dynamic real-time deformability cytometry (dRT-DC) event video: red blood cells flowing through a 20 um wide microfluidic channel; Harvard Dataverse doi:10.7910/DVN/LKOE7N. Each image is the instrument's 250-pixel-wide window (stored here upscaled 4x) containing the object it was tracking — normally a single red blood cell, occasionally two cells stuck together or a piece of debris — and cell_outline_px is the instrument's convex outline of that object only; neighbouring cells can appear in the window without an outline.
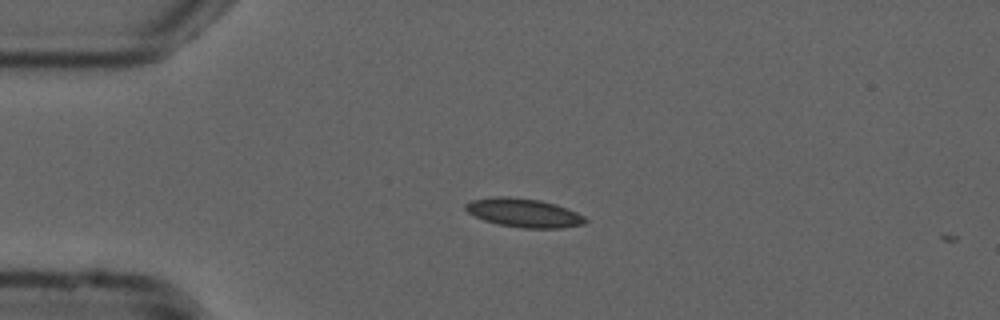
{"species": "common noctule bat (a hibernating species)", "species_latin": "Nyctalus noctula", "temperature_condition": "cold", "stored_images_in_passage": 5, "camera_frame_rate_fps": 3000, "um_per_image_px": 0.085, "animal": {"sex": "male", "forearm_length_mm": 52.5}, "frame": {"image": 1, "passage_image": 1, "time_ms": 0.0, "image_size_px": [1000, 320], "cell_outline_px": [[588, 220], [584, 224], [560, 228], [524, 228], [500, 224], [484, 220], [468, 212], [464, 208], [464, 204], [472, 200], [496, 196], [508, 196], [540, 200], [556, 204], [576, 212], [584, 216]], "centroid_in_image_um": [44.53, 18.08], "position_along_channel_um": 40.5, "area_um2": 19.94}}